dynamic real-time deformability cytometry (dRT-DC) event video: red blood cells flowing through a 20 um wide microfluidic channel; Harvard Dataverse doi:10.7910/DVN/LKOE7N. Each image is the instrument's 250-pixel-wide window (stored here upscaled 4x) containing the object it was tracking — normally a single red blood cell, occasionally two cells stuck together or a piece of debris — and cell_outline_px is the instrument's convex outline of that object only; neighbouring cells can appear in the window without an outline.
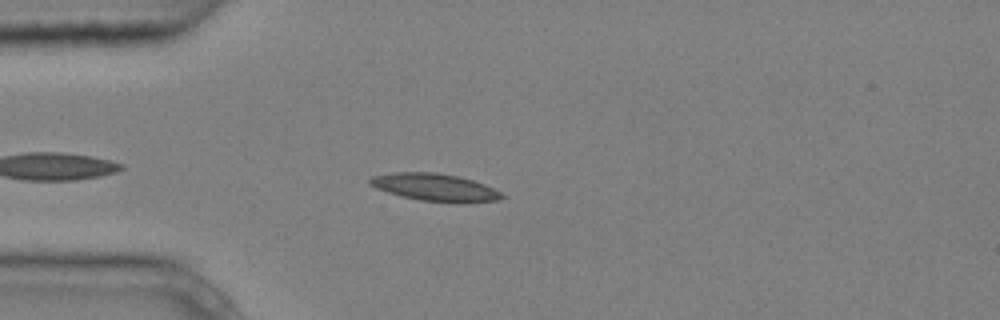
{"species": "common noctule bat (a hibernating species)", "species_latin": "Nyctalus noctula", "temperature_condition": "cold", "stored_images_in_passage": 3, "camera_frame_rate_fps": 3000, "um_per_image_px": 0.085, "animal": {"sex": "male", "body_mass_g": 20.4}, "frame": {"image": 1, "passage_image": 3, "time_ms": 0.667, "image_size_px": [1000, 320], "cell_outline_px": [[508, 196], [500, 200], [464, 204], [456, 204], [420, 200], [400, 196], [376, 188], [368, 184], [368, 180], [372, 176], [392, 172], [432, 172], [456, 176], [472, 180], [484, 184]], "centroid_in_image_um": [37.0, 15.95], "position_along_channel_um": 48.0, "area_um2": 21.5}}